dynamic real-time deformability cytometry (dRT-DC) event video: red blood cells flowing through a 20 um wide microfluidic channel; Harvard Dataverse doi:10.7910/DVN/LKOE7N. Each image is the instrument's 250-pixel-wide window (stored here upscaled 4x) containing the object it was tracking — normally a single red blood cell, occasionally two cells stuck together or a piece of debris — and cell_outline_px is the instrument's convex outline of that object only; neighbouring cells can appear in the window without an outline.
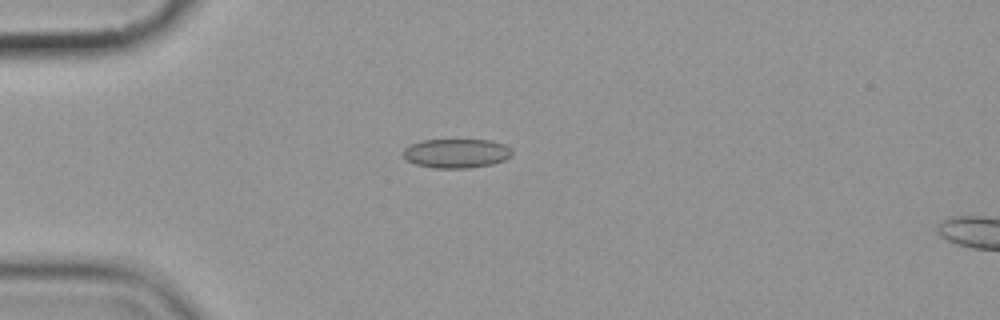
{"species": "common noctule bat (a hibernating species)", "species_latin": "Nyctalus noctula", "temperature_condition": "cold", "stored_images_in_passage": 6, "camera_frame_rate_fps": 3000, "um_per_image_px": 0.085, "animal": {"sex": "female", "body_mass_g": 19.9}, "frame": {"image": 1, "passage_image": 1, "time_ms": 0.0, "image_size_px": [1000, 320], "cell_outline_px": [[512, 156], [504, 160], [492, 164], [468, 168], [432, 168], [416, 164], [408, 160], [404, 156], [404, 148], [408, 144], [424, 140], [488, 140], [504, 144], [512, 148]], "centroid_in_image_um": [38.81, 13.03], "position_along_channel_um": 46.2, "area_um2": 18.55}}
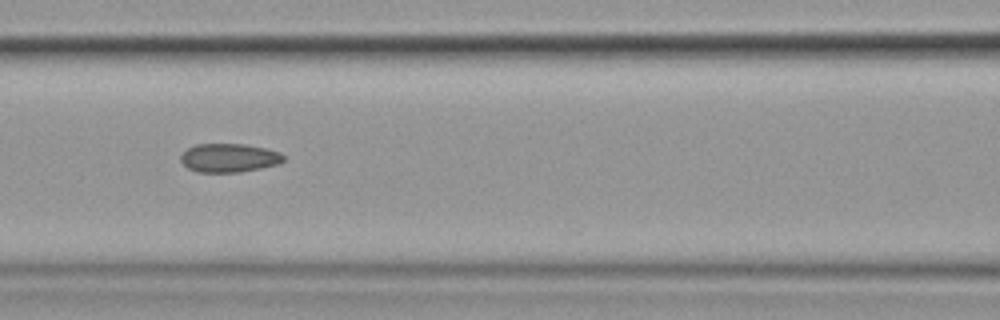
{"frame": {"image": 2, "passage_image": 4, "time_ms": 3.333, "image_size_px": [1000, 320], "cell_outline_px": [[284, 160], [280, 164], [240, 172], [196, 172], [188, 168], [180, 160], [180, 156], [188, 148], [196, 144], [244, 144], [264, 148], [280, 152], [284, 156]], "centroid_in_image_um": [19.47, 13.42], "position_along_channel_um": 147.1, "area_um2": 17.17}}
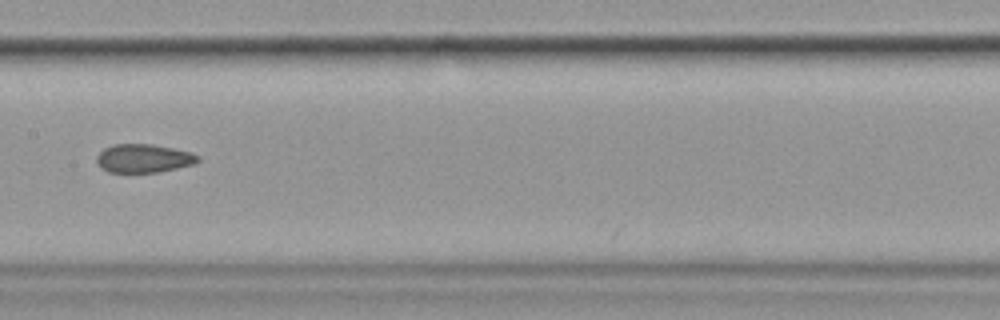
{"frame": {"image": 3, "passage_image": 5, "time_ms": 4.667, "image_size_px": [1000, 320], "cell_outline_px": [[200, 160], [196, 164], [156, 172], [108, 172], [100, 168], [96, 164], [96, 156], [104, 148], [112, 144], [152, 144], [192, 152], [200, 156]], "centroid_in_image_um": [12.2, 13.46], "position_along_channel_um": 195.2, "area_um2": 16.99}}